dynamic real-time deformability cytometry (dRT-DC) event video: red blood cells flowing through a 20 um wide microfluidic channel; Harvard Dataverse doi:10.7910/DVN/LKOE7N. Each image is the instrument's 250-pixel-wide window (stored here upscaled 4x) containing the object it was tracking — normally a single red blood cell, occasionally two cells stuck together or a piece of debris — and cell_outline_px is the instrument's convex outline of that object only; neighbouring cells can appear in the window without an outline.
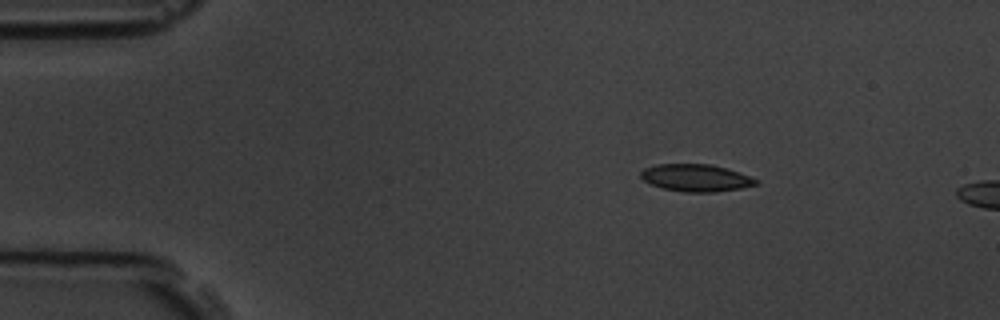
{"species": "common noctule bat (a hibernating species)", "species_latin": "Nyctalus noctula", "temperature_condition": "room temperature", "stored_images_in_passage": 2, "camera_frame_rate_fps": 3000, "um_per_image_px": 0.085, "animal": {"sex": "male", "body_mass_g": 19.5, "forearm_length_mm": 54.6}, "frame": {"image": 1, "passage_image": 1, "time_ms": 0.0, "image_size_px": [1000, 320], "cell_outline_px": [[760, 184], [740, 188], [716, 192], [684, 192], [664, 188], [652, 184], [644, 180], [640, 176], [640, 172], [644, 168], [656, 164], [712, 164], [760, 180]], "centroid_in_image_um": [59.15, 15.12], "position_along_channel_um": 25.8, "area_um2": 18.15}}